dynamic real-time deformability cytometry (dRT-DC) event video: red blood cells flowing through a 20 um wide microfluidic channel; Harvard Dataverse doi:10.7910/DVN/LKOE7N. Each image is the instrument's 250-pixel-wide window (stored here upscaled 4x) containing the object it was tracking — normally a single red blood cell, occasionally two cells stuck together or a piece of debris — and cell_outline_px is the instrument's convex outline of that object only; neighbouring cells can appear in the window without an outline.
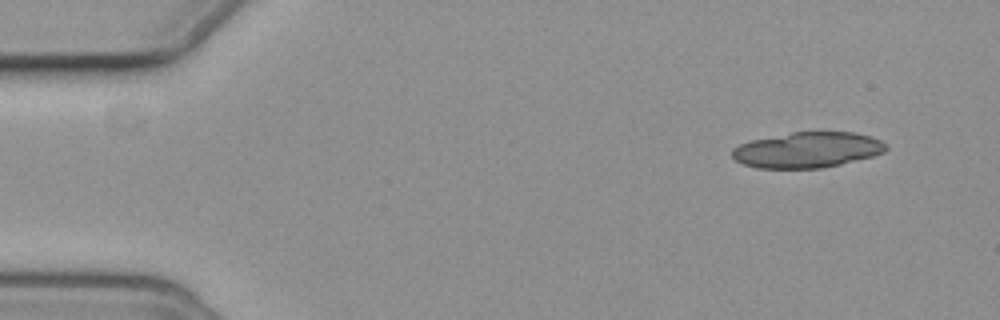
{"species": "common noctule bat (a hibernating species)", "species_latin": "Nyctalus noctula", "temperature_condition": "cold", "stored_images_in_passage": 5, "camera_frame_rate_fps": 3000, "um_per_image_px": 0.085, "animal": {"sex": "female", "body_mass_g": 19.3, "forearm_length_mm": 54.1}, "frame": {"image": 1, "passage_image": 3, "time_ms": 0.667, "image_size_px": [1000, 320], "cell_outline_px": [[888, 148], [884, 152], [872, 156], [824, 168], [756, 168], [740, 164], [732, 156], [732, 148], [740, 144], [752, 140], [792, 132], [856, 132], [880, 140]], "centroid_in_image_um": [68.59, 12.75], "position_along_channel_um": 16.4, "area_um2": 31.85}}